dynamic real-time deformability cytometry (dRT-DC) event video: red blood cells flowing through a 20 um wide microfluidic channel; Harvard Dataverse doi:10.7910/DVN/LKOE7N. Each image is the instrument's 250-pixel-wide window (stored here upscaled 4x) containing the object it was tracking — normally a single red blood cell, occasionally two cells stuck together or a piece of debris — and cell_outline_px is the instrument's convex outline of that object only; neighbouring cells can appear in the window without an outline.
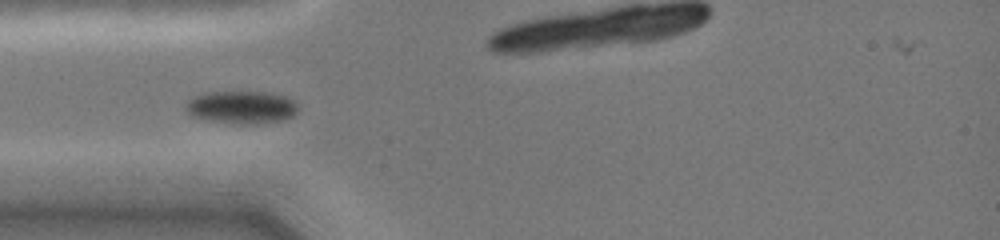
{"species": "common noctule bat (a hibernating species)", "species_latin": "Nyctalus noctula", "temperature_condition": "cold", "stored_images_in_passage": 36, "camera_frame_rate_fps": 3000, "um_per_image_px": 0.085, "animal": {"sex": "female", "body_mass_g": 19.0, "forearm_length_mm": 51.5}, "frame": {"image": 1, "passage_image": 1, "time_ms": 0.0, "image_size_px": [1000, 240], "cell_outline_px": [[300, 104], [296, 112], [292, 116], [284, 120], [256, 124], [236, 124], [212, 120], [192, 116], [184, 108], [188, 100], [192, 96], [204, 92], [264, 92], [288, 96], [296, 100]], "centroid_in_image_um": [20.57, 9.1], "position_along_channel_um": 64.4, "area_um2": 21.73}}
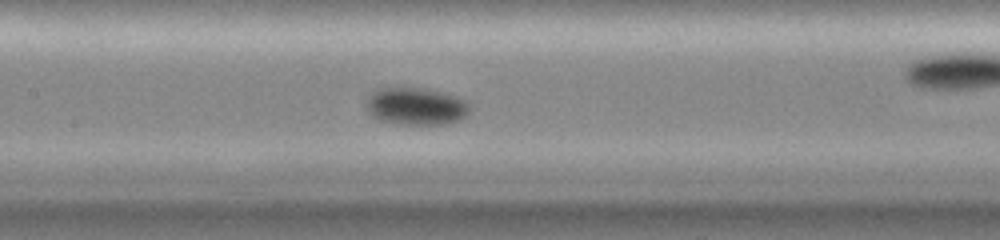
{"frame": {"image": 2, "passage_image": 16, "time_ms": 2.667, "image_size_px": [1000, 240], "cell_outline_px": [[472, 108], [468, 116], [460, 120], [444, 124], [396, 124], [380, 120], [372, 116], [364, 108], [368, 96], [372, 92], [380, 88], [428, 88], [460, 96], [468, 100]], "centroid_in_image_um": [35.42, 9.03], "position_along_channel_um": 172.0, "area_um2": 23.24}}
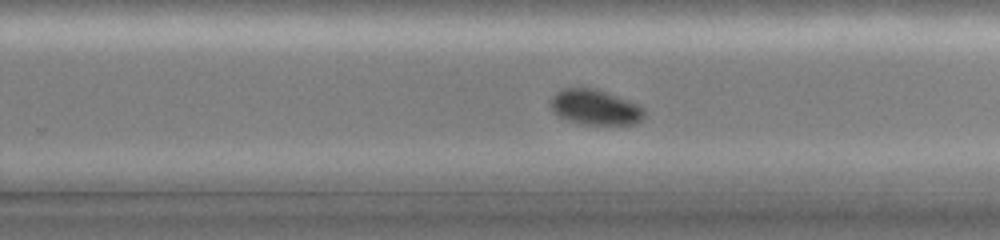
{"frame": {"image": 3, "passage_image": 29, "time_ms": 5.333, "image_size_px": [1000, 240], "cell_outline_px": [[644, 116], [636, 124], [580, 124], [568, 120], [560, 116], [548, 104], [548, 100], [556, 92], [564, 88], [592, 88], [640, 104], [644, 108]], "centroid_in_image_um": [50.57, 9.11], "position_along_channel_um": 279.2, "area_um2": 19.13}}